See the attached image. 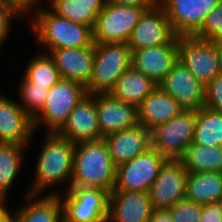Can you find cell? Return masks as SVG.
<instances>
[{"mask_svg":"<svg viewBox=\"0 0 222 222\" xmlns=\"http://www.w3.org/2000/svg\"><path fill=\"white\" fill-rule=\"evenodd\" d=\"M179 160L187 173H222V147H205L192 143Z\"/></svg>","mask_w":222,"mask_h":222,"instance_id":"27","label":"cell"},{"mask_svg":"<svg viewBox=\"0 0 222 222\" xmlns=\"http://www.w3.org/2000/svg\"><path fill=\"white\" fill-rule=\"evenodd\" d=\"M167 159L151 148L129 162L116 167L113 191L148 192Z\"/></svg>","mask_w":222,"mask_h":222,"instance_id":"9","label":"cell"},{"mask_svg":"<svg viewBox=\"0 0 222 222\" xmlns=\"http://www.w3.org/2000/svg\"><path fill=\"white\" fill-rule=\"evenodd\" d=\"M115 179L116 166L103 138L74 145L70 187L99 188L112 192Z\"/></svg>","mask_w":222,"mask_h":222,"instance_id":"2","label":"cell"},{"mask_svg":"<svg viewBox=\"0 0 222 222\" xmlns=\"http://www.w3.org/2000/svg\"><path fill=\"white\" fill-rule=\"evenodd\" d=\"M178 50L179 61L205 86L221 74L216 43L194 36H178Z\"/></svg>","mask_w":222,"mask_h":222,"instance_id":"10","label":"cell"},{"mask_svg":"<svg viewBox=\"0 0 222 222\" xmlns=\"http://www.w3.org/2000/svg\"><path fill=\"white\" fill-rule=\"evenodd\" d=\"M10 97L0 93V143H17L28 147L35 134L32 118Z\"/></svg>","mask_w":222,"mask_h":222,"instance_id":"19","label":"cell"},{"mask_svg":"<svg viewBox=\"0 0 222 222\" xmlns=\"http://www.w3.org/2000/svg\"><path fill=\"white\" fill-rule=\"evenodd\" d=\"M131 58L132 52L127 43H94L93 69L85 87L86 93H109L118 78L131 66Z\"/></svg>","mask_w":222,"mask_h":222,"instance_id":"4","label":"cell"},{"mask_svg":"<svg viewBox=\"0 0 222 222\" xmlns=\"http://www.w3.org/2000/svg\"><path fill=\"white\" fill-rule=\"evenodd\" d=\"M26 14L8 1H0V47L10 34L11 20L22 19Z\"/></svg>","mask_w":222,"mask_h":222,"instance_id":"34","label":"cell"},{"mask_svg":"<svg viewBox=\"0 0 222 222\" xmlns=\"http://www.w3.org/2000/svg\"><path fill=\"white\" fill-rule=\"evenodd\" d=\"M38 2L29 11V15H34L30 19V27L36 41L47 49V53L56 49L82 48L94 44L93 30L89 26L59 17L49 7H38Z\"/></svg>","mask_w":222,"mask_h":222,"instance_id":"3","label":"cell"},{"mask_svg":"<svg viewBox=\"0 0 222 222\" xmlns=\"http://www.w3.org/2000/svg\"><path fill=\"white\" fill-rule=\"evenodd\" d=\"M24 148L26 146L17 143H0V194L8 195L21 171Z\"/></svg>","mask_w":222,"mask_h":222,"instance_id":"29","label":"cell"},{"mask_svg":"<svg viewBox=\"0 0 222 222\" xmlns=\"http://www.w3.org/2000/svg\"><path fill=\"white\" fill-rule=\"evenodd\" d=\"M131 52V65L159 85L179 61L178 36L167 45Z\"/></svg>","mask_w":222,"mask_h":222,"instance_id":"15","label":"cell"},{"mask_svg":"<svg viewBox=\"0 0 222 222\" xmlns=\"http://www.w3.org/2000/svg\"><path fill=\"white\" fill-rule=\"evenodd\" d=\"M50 10L75 23L94 28L100 11L104 8L106 0H47ZM52 6V7H51Z\"/></svg>","mask_w":222,"mask_h":222,"instance_id":"25","label":"cell"},{"mask_svg":"<svg viewBox=\"0 0 222 222\" xmlns=\"http://www.w3.org/2000/svg\"><path fill=\"white\" fill-rule=\"evenodd\" d=\"M218 203L220 204V207L222 208V195H221V197H220Z\"/></svg>","mask_w":222,"mask_h":222,"instance_id":"43","label":"cell"},{"mask_svg":"<svg viewBox=\"0 0 222 222\" xmlns=\"http://www.w3.org/2000/svg\"><path fill=\"white\" fill-rule=\"evenodd\" d=\"M176 35L173 33L164 9L155 5L146 9L138 24L132 30L127 44L131 51L169 44Z\"/></svg>","mask_w":222,"mask_h":222,"instance_id":"13","label":"cell"},{"mask_svg":"<svg viewBox=\"0 0 222 222\" xmlns=\"http://www.w3.org/2000/svg\"><path fill=\"white\" fill-rule=\"evenodd\" d=\"M96 109L102 138L139 124L137 106L121 102L110 93L96 94Z\"/></svg>","mask_w":222,"mask_h":222,"instance_id":"16","label":"cell"},{"mask_svg":"<svg viewBox=\"0 0 222 222\" xmlns=\"http://www.w3.org/2000/svg\"><path fill=\"white\" fill-rule=\"evenodd\" d=\"M151 7L153 6H128L106 2L93 28V43H127L142 14Z\"/></svg>","mask_w":222,"mask_h":222,"instance_id":"7","label":"cell"},{"mask_svg":"<svg viewBox=\"0 0 222 222\" xmlns=\"http://www.w3.org/2000/svg\"><path fill=\"white\" fill-rule=\"evenodd\" d=\"M58 133L74 144L102 139L98 124L96 94H87L80 100Z\"/></svg>","mask_w":222,"mask_h":222,"instance_id":"17","label":"cell"},{"mask_svg":"<svg viewBox=\"0 0 222 222\" xmlns=\"http://www.w3.org/2000/svg\"><path fill=\"white\" fill-rule=\"evenodd\" d=\"M152 212L149 192H110L108 222H148Z\"/></svg>","mask_w":222,"mask_h":222,"instance_id":"20","label":"cell"},{"mask_svg":"<svg viewBox=\"0 0 222 222\" xmlns=\"http://www.w3.org/2000/svg\"><path fill=\"white\" fill-rule=\"evenodd\" d=\"M194 37L213 43L222 42V0L207 14Z\"/></svg>","mask_w":222,"mask_h":222,"instance_id":"32","label":"cell"},{"mask_svg":"<svg viewBox=\"0 0 222 222\" xmlns=\"http://www.w3.org/2000/svg\"><path fill=\"white\" fill-rule=\"evenodd\" d=\"M158 85L132 65L118 78L114 88L109 92L117 100L136 105L150 95Z\"/></svg>","mask_w":222,"mask_h":222,"instance_id":"23","label":"cell"},{"mask_svg":"<svg viewBox=\"0 0 222 222\" xmlns=\"http://www.w3.org/2000/svg\"><path fill=\"white\" fill-rule=\"evenodd\" d=\"M103 139L116 167L152 148L151 129L141 124L110 134Z\"/></svg>","mask_w":222,"mask_h":222,"instance_id":"18","label":"cell"},{"mask_svg":"<svg viewBox=\"0 0 222 222\" xmlns=\"http://www.w3.org/2000/svg\"><path fill=\"white\" fill-rule=\"evenodd\" d=\"M174 222H200L203 205L186 198L167 209Z\"/></svg>","mask_w":222,"mask_h":222,"instance_id":"33","label":"cell"},{"mask_svg":"<svg viewBox=\"0 0 222 222\" xmlns=\"http://www.w3.org/2000/svg\"><path fill=\"white\" fill-rule=\"evenodd\" d=\"M193 143L222 147V112L206 106L196 111Z\"/></svg>","mask_w":222,"mask_h":222,"instance_id":"28","label":"cell"},{"mask_svg":"<svg viewBox=\"0 0 222 222\" xmlns=\"http://www.w3.org/2000/svg\"><path fill=\"white\" fill-rule=\"evenodd\" d=\"M45 137L37 157L33 185L27 191L31 195L43 194L42 191L57 184L67 183L68 189L71 186L75 144L58 132H47Z\"/></svg>","mask_w":222,"mask_h":222,"instance_id":"1","label":"cell"},{"mask_svg":"<svg viewBox=\"0 0 222 222\" xmlns=\"http://www.w3.org/2000/svg\"><path fill=\"white\" fill-rule=\"evenodd\" d=\"M205 106L222 112V74L205 86Z\"/></svg>","mask_w":222,"mask_h":222,"instance_id":"35","label":"cell"},{"mask_svg":"<svg viewBox=\"0 0 222 222\" xmlns=\"http://www.w3.org/2000/svg\"><path fill=\"white\" fill-rule=\"evenodd\" d=\"M221 0H158L176 36H193Z\"/></svg>","mask_w":222,"mask_h":222,"instance_id":"12","label":"cell"},{"mask_svg":"<svg viewBox=\"0 0 222 222\" xmlns=\"http://www.w3.org/2000/svg\"><path fill=\"white\" fill-rule=\"evenodd\" d=\"M182 110L177 101L158 86L137 107L138 123L152 130L173 119Z\"/></svg>","mask_w":222,"mask_h":222,"instance_id":"22","label":"cell"},{"mask_svg":"<svg viewBox=\"0 0 222 222\" xmlns=\"http://www.w3.org/2000/svg\"><path fill=\"white\" fill-rule=\"evenodd\" d=\"M26 198V205L13 212L15 222H56L62 216V204L58 195L46 193L39 197L27 193Z\"/></svg>","mask_w":222,"mask_h":222,"instance_id":"24","label":"cell"},{"mask_svg":"<svg viewBox=\"0 0 222 222\" xmlns=\"http://www.w3.org/2000/svg\"><path fill=\"white\" fill-rule=\"evenodd\" d=\"M196 111L182 110L173 119L151 130L152 148L163 157L179 160L193 143Z\"/></svg>","mask_w":222,"mask_h":222,"instance_id":"8","label":"cell"},{"mask_svg":"<svg viewBox=\"0 0 222 222\" xmlns=\"http://www.w3.org/2000/svg\"><path fill=\"white\" fill-rule=\"evenodd\" d=\"M55 66L63 79L72 80L86 87L91 79L94 44L82 48H62L51 50Z\"/></svg>","mask_w":222,"mask_h":222,"instance_id":"21","label":"cell"},{"mask_svg":"<svg viewBox=\"0 0 222 222\" xmlns=\"http://www.w3.org/2000/svg\"><path fill=\"white\" fill-rule=\"evenodd\" d=\"M222 195V173H188L186 199L197 204L218 202Z\"/></svg>","mask_w":222,"mask_h":222,"instance_id":"26","label":"cell"},{"mask_svg":"<svg viewBox=\"0 0 222 222\" xmlns=\"http://www.w3.org/2000/svg\"><path fill=\"white\" fill-rule=\"evenodd\" d=\"M26 66L24 77L37 86L50 89L61 78L52 56L46 51L35 55Z\"/></svg>","mask_w":222,"mask_h":222,"instance_id":"30","label":"cell"},{"mask_svg":"<svg viewBox=\"0 0 222 222\" xmlns=\"http://www.w3.org/2000/svg\"><path fill=\"white\" fill-rule=\"evenodd\" d=\"M106 2L128 6H155L158 0H106Z\"/></svg>","mask_w":222,"mask_h":222,"instance_id":"37","label":"cell"},{"mask_svg":"<svg viewBox=\"0 0 222 222\" xmlns=\"http://www.w3.org/2000/svg\"><path fill=\"white\" fill-rule=\"evenodd\" d=\"M56 222H69L63 215Z\"/></svg>","mask_w":222,"mask_h":222,"instance_id":"42","label":"cell"},{"mask_svg":"<svg viewBox=\"0 0 222 222\" xmlns=\"http://www.w3.org/2000/svg\"><path fill=\"white\" fill-rule=\"evenodd\" d=\"M148 222H174L167 210H153Z\"/></svg>","mask_w":222,"mask_h":222,"instance_id":"39","label":"cell"},{"mask_svg":"<svg viewBox=\"0 0 222 222\" xmlns=\"http://www.w3.org/2000/svg\"><path fill=\"white\" fill-rule=\"evenodd\" d=\"M48 195L59 196L62 215L69 222H102L108 219L109 191L99 188L70 187L64 195L60 191H51Z\"/></svg>","mask_w":222,"mask_h":222,"instance_id":"6","label":"cell"},{"mask_svg":"<svg viewBox=\"0 0 222 222\" xmlns=\"http://www.w3.org/2000/svg\"><path fill=\"white\" fill-rule=\"evenodd\" d=\"M184 110L198 111L205 106V85L180 62L158 85Z\"/></svg>","mask_w":222,"mask_h":222,"instance_id":"14","label":"cell"},{"mask_svg":"<svg viewBox=\"0 0 222 222\" xmlns=\"http://www.w3.org/2000/svg\"><path fill=\"white\" fill-rule=\"evenodd\" d=\"M7 195L0 194V222H11L13 220V212L7 209Z\"/></svg>","mask_w":222,"mask_h":222,"instance_id":"38","label":"cell"},{"mask_svg":"<svg viewBox=\"0 0 222 222\" xmlns=\"http://www.w3.org/2000/svg\"><path fill=\"white\" fill-rule=\"evenodd\" d=\"M216 50H217V57L219 61V70H220V73L222 74V42L216 43Z\"/></svg>","mask_w":222,"mask_h":222,"instance_id":"41","label":"cell"},{"mask_svg":"<svg viewBox=\"0 0 222 222\" xmlns=\"http://www.w3.org/2000/svg\"><path fill=\"white\" fill-rule=\"evenodd\" d=\"M20 88L21 101L19 105L33 119L43 108L48 96V88L30 83L24 76Z\"/></svg>","mask_w":222,"mask_h":222,"instance_id":"31","label":"cell"},{"mask_svg":"<svg viewBox=\"0 0 222 222\" xmlns=\"http://www.w3.org/2000/svg\"><path fill=\"white\" fill-rule=\"evenodd\" d=\"M0 1H8L13 3L18 8H20L27 16L31 8L37 3V1L40 0H0Z\"/></svg>","mask_w":222,"mask_h":222,"instance_id":"40","label":"cell"},{"mask_svg":"<svg viewBox=\"0 0 222 222\" xmlns=\"http://www.w3.org/2000/svg\"><path fill=\"white\" fill-rule=\"evenodd\" d=\"M85 87L72 80H60L48 90V96L42 110L32 119L34 131L40 126L48 132H59L69 119L70 113L86 96Z\"/></svg>","mask_w":222,"mask_h":222,"instance_id":"5","label":"cell"},{"mask_svg":"<svg viewBox=\"0 0 222 222\" xmlns=\"http://www.w3.org/2000/svg\"><path fill=\"white\" fill-rule=\"evenodd\" d=\"M187 175L180 160L164 162L148 191L153 210H167L185 199Z\"/></svg>","mask_w":222,"mask_h":222,"instance_id":"11","label":"cell"},{"mask_svg":"<svg viewBox=\"0 0 222 222\" xmlns=\"http://www.w3.org/2000/svg\"><path fill=\"white\" fill-rule=\"evenodd\" d=\"M200 222H222V208L218 202L203 205Z\"/></svg>","mask_w":222,"mask_h":222,"instance_id":"36","label":"cell"}]
</instances>
